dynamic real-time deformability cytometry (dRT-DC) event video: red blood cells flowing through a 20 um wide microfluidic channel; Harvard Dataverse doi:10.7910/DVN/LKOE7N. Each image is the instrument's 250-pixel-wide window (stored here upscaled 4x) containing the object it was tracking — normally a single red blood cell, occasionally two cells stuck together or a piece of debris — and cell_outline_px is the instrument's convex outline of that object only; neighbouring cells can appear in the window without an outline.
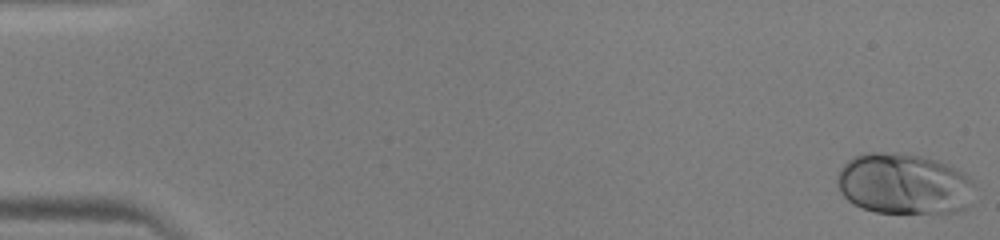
{"species": "human", "species_latin": "Homo sapiens", "temperature_condition": "warm", "stored_images_in_passage": 47, "camera_frame_rate_fps": 3000, "um_per_image_px": 0.085, "donor": {"sex": "male"}, "frame": {"image": 1, "passage_image": 1, "time_ms": 0.0, "image_size_px": [1000, 240], "cell_outline_px": [[972, 184], [964, 208], [952, 212], [876, 212], [864, 208], [848, 200], [840, 192], [836, 184], [836, 176], [840, 168], [852, 156], [868, 152], [896, 152], [920, 156], [940, 160], [964, 172], [972, 180]], "centroid_in_image_um": [76.75, 15.59], "position_along_channel_um": 8.3, "area_um2": 48.44}}
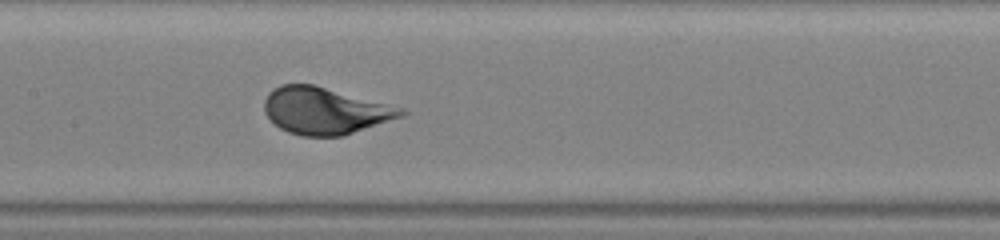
{"frame": {"image": 2, "passage_image": 24, "time_ms": 7.667, "image_size_px": [1000, 240], "cell_outline_px": [[408, 112], [404, 116], [344, 136], [304, 136], [288, 132], [280, 128], [264, 112], [264, 100], [268, 92], [272, 88], [280, 84], [312, 84], [404, 108]], "centroid_in_image_um": [27.62, 9.41], "position_along_channel_um": 179.8, "area_um2": 37.34}}
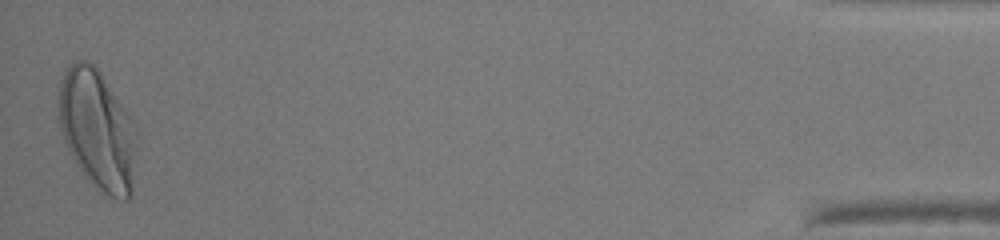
{"frame": {"image": 3, "passage_image": 47, "time_ms": 15.333, "image_size_px": [1000, 240], "cell_outline_px": [[132, 192], [128, 200], [116, 200], [92, 184], [84, 176], [76, 164], [60, 132], [56, 116], [56, 96], [60, 80], [64, 72], [76, 60], [84, 60], [92, 64], [96, 68], [128, 116], [132, 148]], "centroid_in_image_um": [8.12, 11.02], "position_along_channel_um": 427.1, "area_um2": 52.71}}